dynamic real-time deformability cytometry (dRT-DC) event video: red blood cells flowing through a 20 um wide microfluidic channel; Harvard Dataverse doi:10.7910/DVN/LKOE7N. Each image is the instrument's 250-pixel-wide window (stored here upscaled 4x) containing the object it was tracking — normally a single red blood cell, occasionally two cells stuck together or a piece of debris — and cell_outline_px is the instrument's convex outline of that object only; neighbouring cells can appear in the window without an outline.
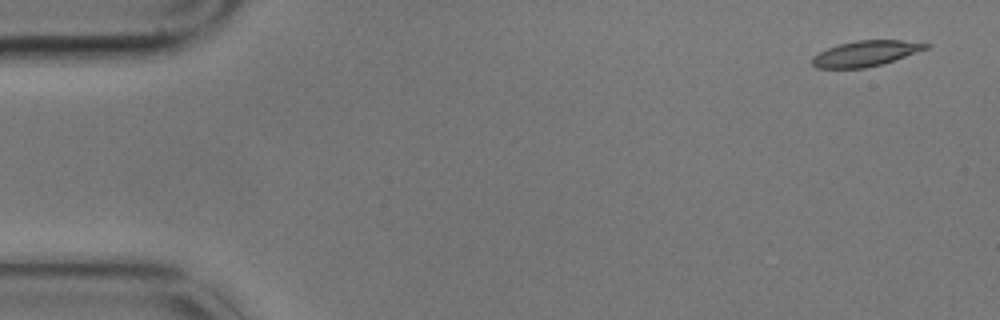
{"species": "common noctule bat (a hibernating species)", "species_latin": "Nyctalus noctula", "temperature_condition": "cold", "stored_images_in_passage": 7, "camera_frame_rate_fps": 3000, "um_per_image_px": 0.085, "animal": {"sex": "male", "body_mass_g": 17.9}, "frame": {"image": 1, "passage_image": 1, "time_ms": 0.0, "image_size_px": [1000, 320], "cell_outline_px": [[932, 44], [928, 48], [880, 64], [864, 68], [816, 68], [812, 64], [812, 56], [828, 48], [840, 44], [856, 40], [900, 40]], "centroid_in_image_um": [73.54, 4.54], "position_along_channel_um": 11.5, "area_um2": 16.59}}
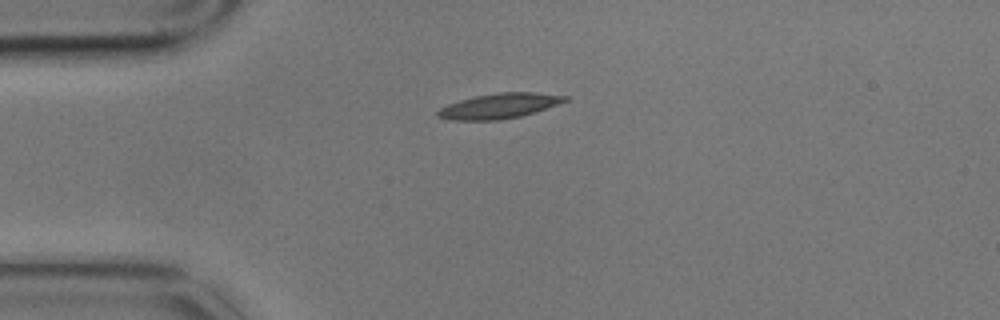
{"frame": {"image": 2, "passage_image": 4, "time_ms": 1.0, "image_size_px": [1000, 320], "cell_outline_px": [[568, 100], [536, 112], [520, 116], [500, 120], [448, 120], [436, 116], [436, 112], [440, 108], [448, 104], [460, 100], [476, 96], [500, 92], [532, 92], [568, 96]], "centroid_in_image_um": [42.41, 9.01], "position_along_channel_um": 42.6, "area_um2": 18.55}}
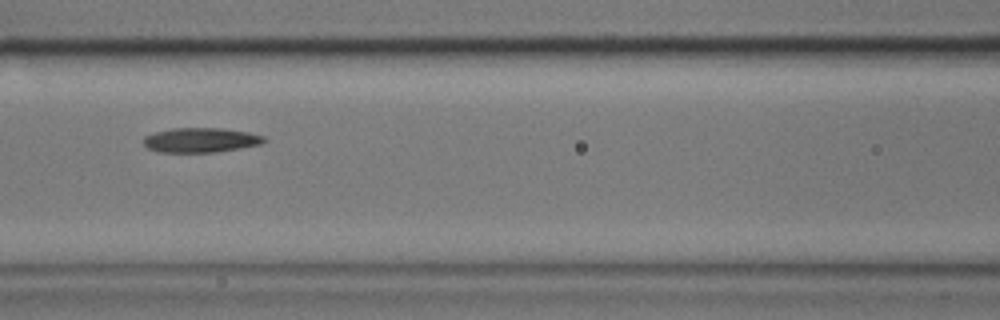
{"frame": {"image": 3, "passage_image": 7, "time_ms": 2.0, "image_size_px": [1000, 320], "cell_outline_px": [[268, 140], [260, 144], [240, 148], [216, 152], [160, 152], [148, 148], [144, 144], [144, 136], [156, 132], [172, 128], [220, 128], [248, 132], [264, 136]], "centroid_in_image_um": [17.08, 11.9], "position_along_channel_um": 149.5, "area_um2": 17.22}}